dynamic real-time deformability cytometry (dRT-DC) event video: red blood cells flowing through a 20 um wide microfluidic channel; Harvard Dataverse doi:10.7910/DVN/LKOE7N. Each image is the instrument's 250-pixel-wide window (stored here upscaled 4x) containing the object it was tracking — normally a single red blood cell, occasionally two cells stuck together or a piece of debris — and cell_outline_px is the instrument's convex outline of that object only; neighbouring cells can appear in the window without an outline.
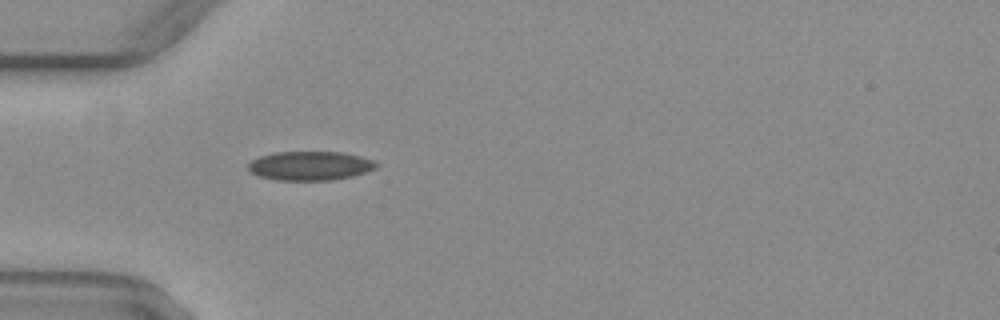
{"species": "common noctule bat (a hibernating species)", "species_latin": "Nyctalus noctula", "temperature_condition": "warm", "stored_images_in_passage": 36, "camera_frame_rate_fps": 3000, "um_per_image_px": 0.085, "animal": {"sex": "female", "body_mass_g": 29.2, "forearm_length_mm": 56.3}, "frame": {"image": 1, "passage_image": 1, "time_ms": 0.0, "image_size_px": [1000, 320], "cell_outline_px": [[380, 164], [376, 168], [352, 176], [332, 180], [276, 180], [260, 176], [252, 172], [248, 168], [248, 164], [252, 160], [260, 156], [272, 152], [344, 152], [360, 156], [372, 160]], "centroid_in_image_um": [26.37, 14.08], "position_along_channel_um": 58.6, "area_um2": 21.62}}
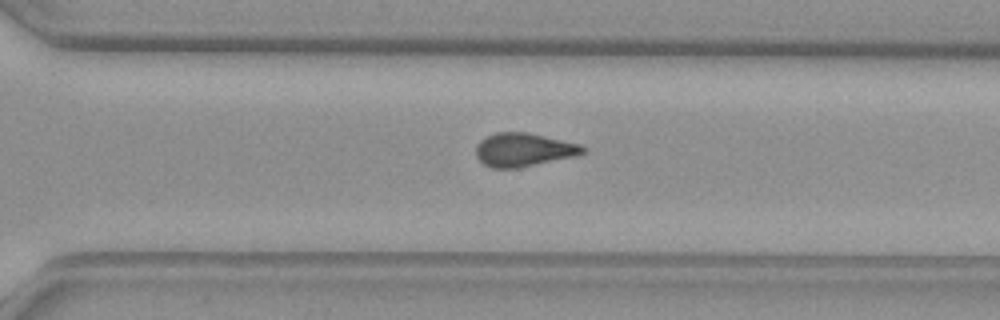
{"frame": {"image": 2, "passage_image": 21, "time_ms": 6.667, "image_size_px": [1000, 320], "cell_outline_px": [[584, 152], [572, 156], [516, 168], [492, 168], [484, 164], [476, 156], [476, 144], [484, 136], [496, 132], [528, 132], [580, 144], [584, 148]], "centroid_in_image_um": [44.43, 12.71], "position_along_channel_um": 326.2, "area_um2": 20.58}}
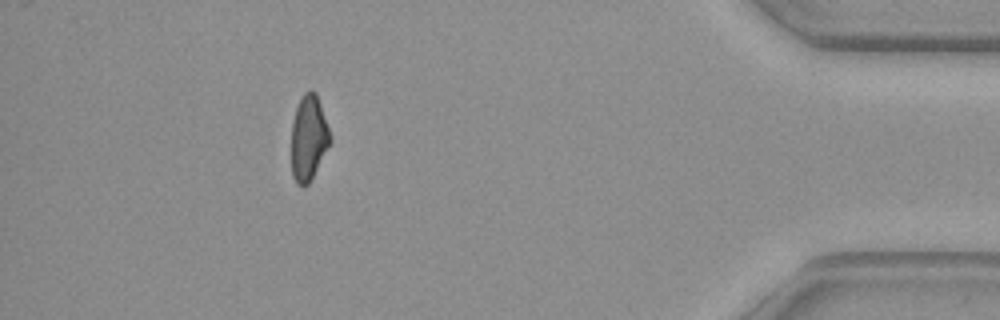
{"frame": {"image": 3, "passage_image": 31, "time_ms": 10.0, "image_size_px": [1000, 320], "cell_outline_px": [[332, 140], [308, 184], [296, 184], [292, 176], [292, 120], [296, 108], [304, 92], [312, 88], [316, 92]], "centroid_in_image_um": [26.22, 11.69], "position_along_channel_um": 409.0, "area_um2": 18.96}, "authors_computed_cell_mechanics": {"area_um2": 21.097, "velocity_mm_per_s": 4.092, "shape_relaxation_time_tau1_ms": null, "shape_relaxation_time_tau2_ms": 2.3144, "deformation_change_tau1": null, "deformation_change_tau2": 0.076}}